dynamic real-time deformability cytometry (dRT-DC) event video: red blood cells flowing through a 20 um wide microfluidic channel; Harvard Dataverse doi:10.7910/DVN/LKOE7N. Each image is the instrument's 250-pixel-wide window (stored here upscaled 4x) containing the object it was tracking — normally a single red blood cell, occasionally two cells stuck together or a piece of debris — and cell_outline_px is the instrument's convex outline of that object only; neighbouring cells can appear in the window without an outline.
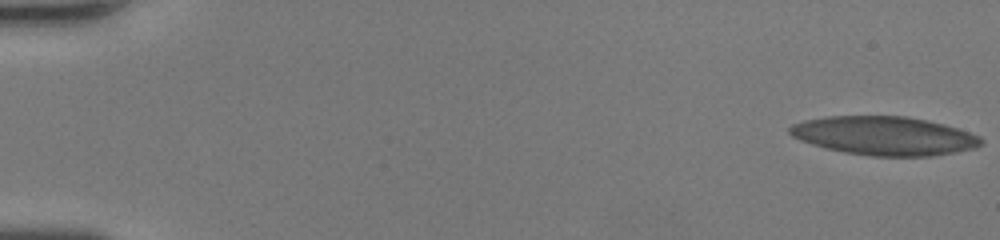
{"species": "human", "species_latin": "Homo sapiens", "temperature_condition": "room temperature", "stored_images_in_passage": 49, "camera_frame_rate_fps": 3000, "um_per_image_px": 0.085, "donor": {"sex": "female"}, "frame": {"image": 1, "passage_image": 1, "time_ms": 0.0, "image_size_px": [1000, 240], "cell_outline_px": [[984, 144], [976, 148], [956, 152], [932, 156], [872, 156], [844, 152], [824, 148], [800, 140], [792, 136], [788, 132], [788, 128], [792, 124], [804, 120], [828, 116], [904, 116], [944, 124], [980, 136], [984, 140]], "centroid_in_image_um": [75.16, 11.55], "position_along_channel_um": 9.8, "area_um2": 43.23}}
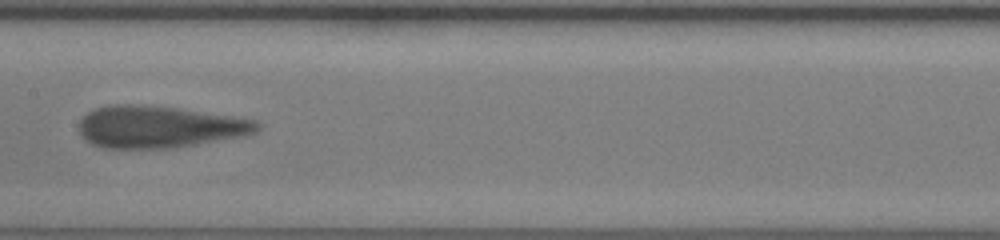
{"frame": {"image": 2, "passage_image": 27, "time_ms": 8.667, "image_size_px": [1000, 240], "cell_outline_px": [[264, 124], [256, 132], [244, 136], [172, 148], [104, 148], [92, 144], [84, 140], [80, 132], [80, 120], [88, 112], [96, 108], [108, 104], [136, 104], [176, 108], [236, 116], [256, 120]], "centroid_in_image_um": [13.57, 10.78], "position_along_channel_um": 193.8, "area_um2": 43.81}}
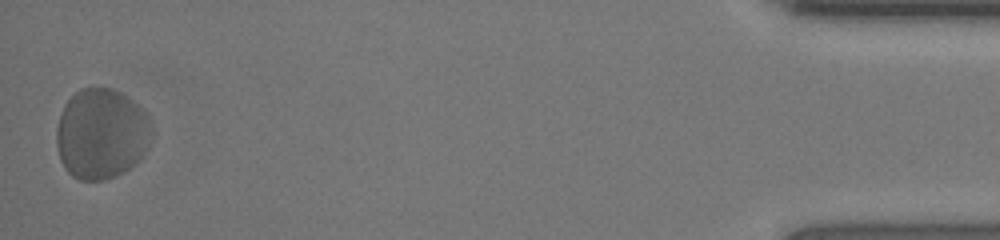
{"frame": {"image": 3, "passage_image": 49, "time_ms": 16.0, "image_size_px": [1000, 240], "cell_outline_px": [[148, 128], [144, 152], [140, 160], [116, 176], [104, 180], [80, 180], [72, 176], [64, 168], [60, 160], [56, 144], [56, 128], [64, 104], [80, 88], [112, 88], [120, 92], [132, 100], [148, 116]], "centroid_in_image_um": [8.54, 11.38], "position_along_channel_um": 426.7, "area_um2": 49.53}, "authors_computed_cell_mechanics": {"area_um2": 43.1766, "velocity_mm_per_s": 4.3073, "shape_relaxation_time_tau1_ms": 5.892, "shape_relaxation_time_tau2_ms": 1.0438, "deformation_change_tau1": 0.1585, "deformation_change_tau2": 0.107}}